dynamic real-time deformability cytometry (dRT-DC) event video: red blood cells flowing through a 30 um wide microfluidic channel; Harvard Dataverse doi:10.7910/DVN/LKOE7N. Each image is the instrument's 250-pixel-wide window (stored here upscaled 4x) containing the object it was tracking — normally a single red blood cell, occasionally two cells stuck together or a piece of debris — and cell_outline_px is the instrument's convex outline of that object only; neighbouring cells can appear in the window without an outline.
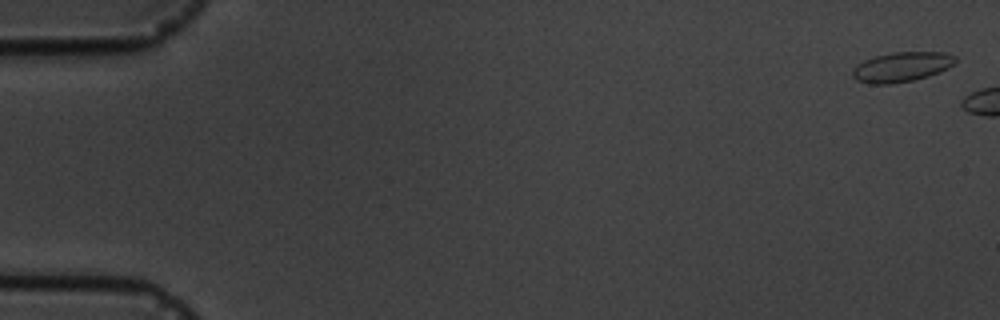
{"species": "common noctule bat (a hibernating species)", "species_latin": "Nyctalus noctula", "temperature_condition": "cold", "stored_images_in_passage": 2, "segment_of_instrument_passage": [2, 2], "camera_frame_rate_fps": 3000, "um_per_image_px": 0.085, "animal": {"sex": "male", "body_mass_g": 19.5, "forearm_length_mm": 54.6}, "frame": {"image": 1, "passage_image": 2, "time_ms": 2.0, "image_size_px": [1000, 320], "cell_outline_px": [[956, 64], [940, 72], [928, 76], [912, 80], [892, 84], [868, 84], [856, 80], [852, 76], [852, 68], [856, 64], [864, 60], [876, 56], [892, 52], [944, 52], [956, 56]], "centroid_in_image_um": [76.63, 5.69], "position_along_channel_um": 8.4, "area_um2": 18.09}}